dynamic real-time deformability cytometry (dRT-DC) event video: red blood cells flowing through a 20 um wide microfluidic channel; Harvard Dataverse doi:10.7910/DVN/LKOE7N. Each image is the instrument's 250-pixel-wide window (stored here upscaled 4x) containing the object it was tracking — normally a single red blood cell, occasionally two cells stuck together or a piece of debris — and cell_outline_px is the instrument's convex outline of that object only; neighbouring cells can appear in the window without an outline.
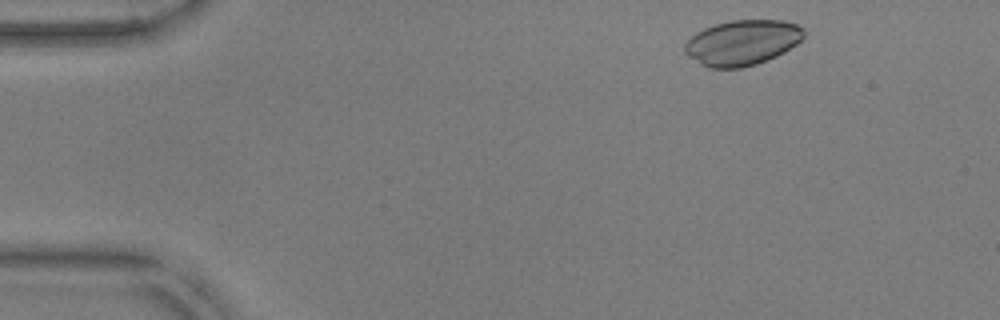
{"species": "common noctule bat (a hibernating species)", "species_latin": "Nyctalus noctula", "temperature_condition": "warm", "stored_images_in_passage": 48, "camera_frame_rate_fps": 3000, "um_per_image_px": 0.085, "animal": {"sex": "male", "body_mass_g": 17.9, "forearm_length_mm": 54.2}, "frame": {"image": 1, "passage_image": 2, "time_ms": 0.333, "image_size_px": [1000, 320], "cell_outline_px": [[804, 36], [796, 44], [776, 56], [756, 64], [740, 68], [708, 68], [688, 56], [684, 52], [684, 44], [696, 32], [704, 28], [716, 24], [732, 20], [784, 20], [796, 24], [804, 28]], "centroid_in_image_um": [63.08, 3.62], "position_along_channel_um": 21.9, "area_um2": 31.33}}
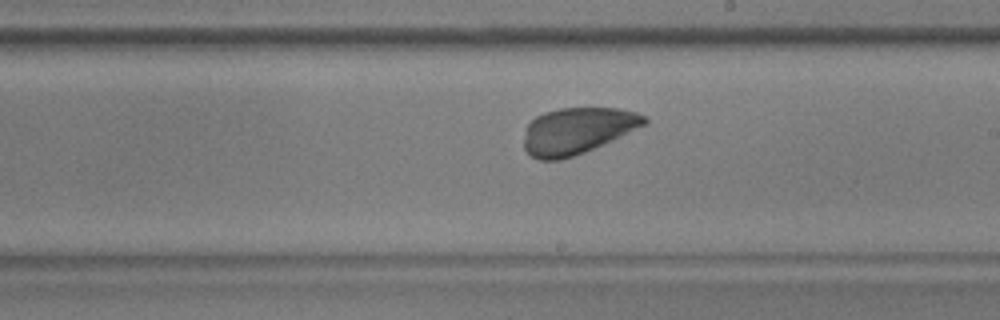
{"frame": {"image": 2, "passage_image": 26, "time_ms": 8.333, "image_size_px": [1000, 320], "cell_outline_px": [[648, 124], [612, 140], [584, 152], [560, 160], [540, 160], [532, 156], [524, 148], [524, 136], [528, 124], [536, 116], [544, 112], [560, 108], [620, 108], [636, 112], [648, 116]], "centroid_in_image_um": [49.1, 11.1], "position_along_channel_um": 239.9, "area_um2": 32.54}}
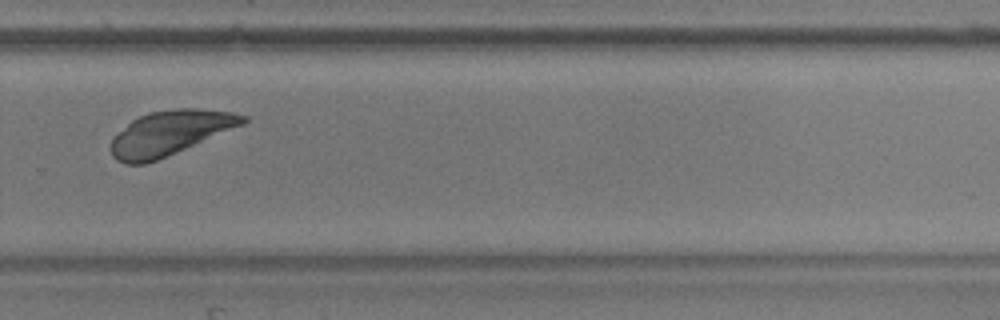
{"frame": {"image": 3, "passage_image": 32, "time_ms": 10.333, "image_size_px": [1000, 320], "cell_outline_px": [[248, 120], [244, 124], [176, 152], [156, 160], [144, 164], [124, 164], [116, 160], [112, 156], [108, 148], [112, 140], [132, 120], [148, 112], [176, 108], [196, 108], [232, 112], [248, 116]], "centroid_in_image_um": [14.43, 11.3], "position_along_channel_um": 315.4, "area_um2": 33.93}}